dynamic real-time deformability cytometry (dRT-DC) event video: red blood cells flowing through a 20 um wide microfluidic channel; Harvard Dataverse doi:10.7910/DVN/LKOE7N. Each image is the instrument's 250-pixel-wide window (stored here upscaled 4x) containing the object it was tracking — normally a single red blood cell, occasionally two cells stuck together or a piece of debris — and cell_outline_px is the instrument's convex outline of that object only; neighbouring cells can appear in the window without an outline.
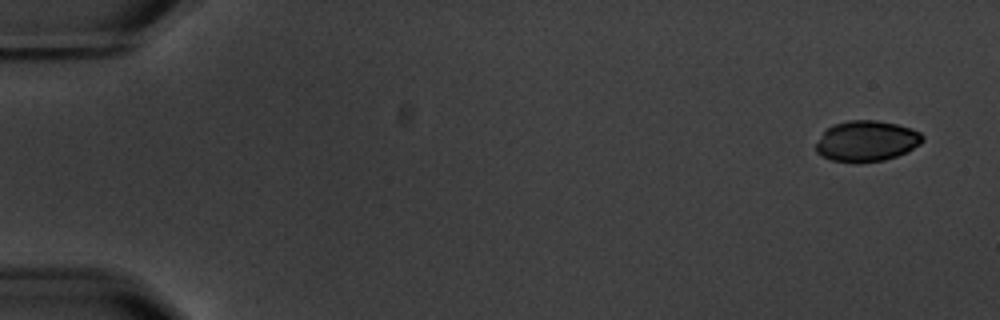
{"species": "common noctule bat (a hibernating species)", "species_latin": "Nyctalus noctula", "temperature_condition": "warm", "stored_images_in_passage": 6, "camera_frame_rate_fps": 3000, "um_per_image_px": 0.085, "animal": {"sex": "male", "body_mass_g": 20.1, "forearm_length_mm": 53.5}, "frame": {"image": 1, "passage_image": 1, "time_ms": 0.0, "image_size_px": [1000, 320], "cell_outline_px": [[924, 140], [920, 144], [908, 152], [884, 160], [856, 164], [832, 160], [820, 156], [816, 152], [816, 144], [824, 132], [832, 124], [848, 120], [876, 120], [896, 124], [912, 128], [920, 132], [924, 136]], "centroid_in_image_um": [73.67, 12.0], "position_along_channel_um": 11.3, "area_um2": 25.66}}
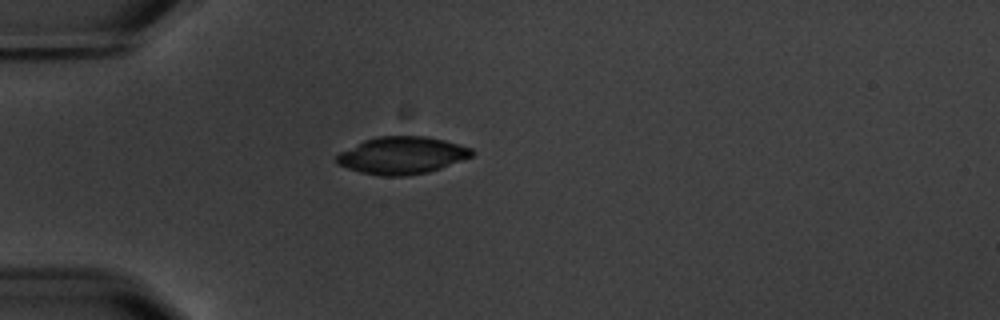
{"frame": {"image": 2, "passage_image": 5, "time_ms": 4.667, "image_size_px": [1000, 320], "cell_outline_px": [[476, 152], [472, 156], [440, 168], [428, 172], [404, 176], [380, 176], [360, 172], [336, 164], [336, 156], [340, 152], [364, 140], [380, 136], [428, 136], [444, 140], [472, 148]], "centroid_in_image_um": [34.16, 13.21], "position_along_channel_um": 50.8, "area_um2": 29.3}}